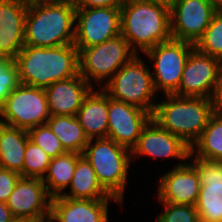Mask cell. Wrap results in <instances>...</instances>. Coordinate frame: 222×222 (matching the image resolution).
Masks as SVG:
<instances>
[{"instance_id": "cell-1", "label": "cell", "mask_w": 222, "mask_h": 222, "mask_svg": "<svg viewBox=\"0 0 222 222\" xmlns=\"http://www.w3.org/2000/svg\"><path fill=\"white\" fill-rule=\"evenodd\" d=\"M20 84L46 89L79 74V51L74 44L56 47L25 45L14 59Z\"/></svg>"}, {"instance_id": "cell-2", "label": "cell", "mask_w": 222, "mask_h": 222, "mask_svg": "<svg viewBox=\"0 0 222 222\" xmlns=\"http://www.w3.org/2000/svg\"><path fill=\"white\" fill-rule=\"evenodd\" d=\"M75 13L70 0L28 2L24 44L33 47L74 44Z\"/></svg>"}, {"instance_id": "cell-3", "label": "cell", "mask_w": 222, "mask_h": 222, "mask_svg": "<svg viewBox=\"0 0 222 222\" xmlns=\"http://www.w3.org/2000/svg\"><path fill=\"white\" fill-rule=\"evenodd\" d=\"M120 9L121 35L136 54L142 55L172 38L170 8L166 5L149 0H125Z\"/></svg>"}, {"instance_id": "cell-4", "label": "cell", "mask_w": 222, "mask_h": 222, "mask_svg": "<svg viewBox=\"0 0 222 222\" xmlns=\"http://www.w3.org/2000/svg\"><path fill=\"white\" fill-rule=\"evenodd\" d=\"M164 96L163 100L157 101L151 118L192 147L215 113L211 99L174 94Z\"/></svg>"}, {"instance_id": "cell-5", "label": "cell", "mask_w": 222, "mask_h": 222, "mask_svg": "<svg viewBox=\"0 0 222 222\" xmlns=\"http://www.w3.org/2000/svg\"><path fill=\"white\" fill-rule=\"evenodd\" d=\"M92 165L102 187L122 204L132 165L131 150L108 138L89 139L82 154Z\"/></svg>"}, {"instance_id": "cell-6", "label": "cell", "mask_w": 222, "mask_h": 222, "mask_svg": "<svg viewBox=\"0 0 222 222\" xmlns=\"http://www.w3.org/2000/svg\"><path fill=\"white\" fill-rule=\"evenodd\" d=\"M139 56L135 55L124 64L101 89L112 99L138 107L152 116L159 97L149 63Z\"/></svg>"}, {"instance_id": "cell-7", "label": "cell", "mask_w": 222, "mask_h": 222, "mask_svg": "<svg viewBox=\"0 0 222 222\" xmlns=\"http://www.w3.org/2000/svg\"><path fill=\"white\" fill-rule=\"evenodd\" d=\"M78 51L79 74L94 88L96 85L101 88L124 64L137 55L121 34L104 43Z\"/></svg>"}, {"instance_id": "cell-8", "label": "cell", "mask_w": 222, "mask_h": 222, "mask_svg": "<svg viewBox=\"0 0 222 222\" xmlns=\"http://www.w3.org/2000/svg\"><path fill=\"white\" fill-rule=\"evenodd\" d=\"M51 117L45 90L19 84L0 106V123L29 130Z\"/></svg>"}, {"instance_id": "cell-9", "label": "cell", "mask_w": 222, "mask_h": 222, "mask_svg": "<svg viewBox=\"0 0 222 222\" xmlns=\"http://www.w3.org/2000/svg\"><path fill=\"white\" fill-rule=\"evenodd\" d=\"M194 44L171 38L147 50L143 55L153 65V85L157 93L174 94ZM161 91V92H160Z\"/></svg>"}, {"instance_id": "cell-10", "label": "cell", "mask_w": 222, "mask_h": 222, "mask_svg": "<svg viewBox=\"0 0 222 222\" xmlns=\"http://www.w3.org/2000/svg\"><path fill=\"white\" fill-rule=\"evenodd\" d=\"M120 7L76 9L75 39L77 49L104 43L121 34Z\"/></svg>"}, {"instance_id": "cell-11", "label": "cell", "mask_w": 222, "mask_h": 222, "mask_svg": "<svg viewBox=\"0 0 222 222\" xmlns=\"http://www.w3.org/2000/svg\"><path fill=\"white\" fill-rule=\"evenodd\" d=\"M216 11L210 0H177L170 7L171 37L195 44Z\"/></svg>"}, {"instance_id": "cell-12", "label": "cell", "mask_w": 222, "mask_h": 222, "mask_svg": "<svg viewBox=\"0 0 222 222\" xmlns=\"http://www.w3.org/2000/svg\"><path fill=\"white\" fill-rule=\"evenodd\" d=\"M201 188L195 204L201 222H222V162L189 156Z\"/></svg>"}, {"instance_id": "cell-13", "label": "cell", "mask_w": 222, "mask_h": 222, "mask_svg": "<svg viewBox=\"0 0 222 222\" xmlns=\"http://www.w3.org/2000/svg\"><path fill=\"white\" fill-rule=\"evenodd\" d=\"M190 153V146L181 138L160 127L152 118L143 127L137 145L131 150L132 161L137 156L150 157L152 160L176 159L179 161L176 167L186 164Z\"/></svg>"}, {"instance_id": "cell-14", "label": "cell", "mask_w": 222, "mask_h": 222, "mask_svg": "<svg viewBox=\"0 0 222 222\" xmlns=\"http://www.w3.org/2000/svg\"><path fill=\"white\" fill-rule=\"evenodd\" d=\"M51 201L41 178L20 177L6 205L14 217L49 222Z\"/></svg>"}, {"instance_id": "cell-15", "label": "cell", "mask_w": 222, "mask_h": 222, "mask_svg": "<svg viewBox=\"0 0 222 222\" xmlns=\"http://www.w3.org/2000/svg\"><path fill=\"white\" fill-rule=\"evenodd\" d=\"M220 61L194 47L188 56L178 90L174 95L211 99Z\"/></svg>"}, {"instance_id": "cell-16", "label": "cell", "mask_w": 222, "mask_h": 222, "mask_svg": "<svg viewBox=\"0 0 222 222\" xmlns=\"http://www.w3.org/2000/svg\"><path fill=\"white\" fill-rule=\"evenodd\" d=\"M150 119L151 115L147 111L108 96L107 138L117 144L132 150Z\"/></svg>"}, {"instance_id": "cell-17", "label": "cell", "mask_w": 222, "mask_h": 222, "mask_svg": "<svg viewBox=\"0 0 222 222\" xmlns=\"http://www.w3.org/2000/svg\"><path fill=\"white\" fill-rule=\"evenodd\" d=\"M156 199L159 203L194 205L201 188L197 170L188 162L174 166L159 177Z\"/></svg>"}, {"instance_id": "cell-18", "label": "cell", "mask_w": 222, "mask_h": 222, "mask_svg": "<svg viewBox=\"0 0 222 222\" xmlns=\"http://www.w3.org/2000/svg\"><path fill=\"white\" fill-rule=\"evenodd\" d=\"M122 203L118 199H71L62 196L52 198L49 222H108L109 202Z\"/></svg>"}, {"instance_id": "cell-19", "label": "cell", "mask_w": 222, "mask_h": 222, "mask_svg": "<svg viewBox=\"0 0 222 222\" xmlns=\"http://www.w3.org/2000/svg\"><path fill=\"white\" fill-rule=\"evenodd\" d=\"M28 2L0 0V56L15 59L25 46V19Z\"/></svg>"}, {"instance_id": "cell-20", "label": "cell", "mask_w": 222, "mask_h": 222, "mask_svg": "<svg viewBox=\"0 0 222 222\" xmlns=\"http://www.w3.org/2000/svg\"><path fill=\"white\" fill-rule=\"evenodd\" d=\"M93 88L80 74L51 84L44 89L50 115L76 116Z\"/></svg>"}, {"instance_id": "cell-21", "label": "cell", "mask_w": 222, "mask_h": 222, "mask_svg": "<svg viewBox=\"0 0 222 222\" xmlns=\"http://www.w3.org/2000/svg\"><path fill=\"white\" fill-rule=\"evenodd\" d=\"M76 118L88 139L107 138L108 95L99 87L93 88L84 98Z\"/></svg>"}, {"instance_id": "cell-22", "label": "cell", "mask_w": 222, "mask_h": 222, "mask_svg": "<svg viewBox=\"0 0 222 222\" xmlns=\"http://www.w3.org/2000/svg\"><path fill=\"white\" fill-rule=\"evenodd\" d=\"M68 189L61 195L62 197L86 200L117 199L102 187L92 165L83 155L76 162Z\"/></svg>"}, {"instance_id": "cell-23", "label": "cell", "mask_w": 222, "mask_h": 222, "mask_svg": "<svg viewBox=\"0 0 222 222\" xmlns=\"http://www.w3.org/2000/svg\"><path fill=\"white\" fill-rule=\"evenodd\" d=\"M28 131L0 123V168L17 172L22 177Z\"/></svg>"}, {"instance_id": "cell-24", "label": "cell", "mask_w": 222, "mask_h": 222, "mask_svg": "<svg viewBox=\"0 0 222 222\" xmlns=\"http://www.w3.org/2000/svg\"><path fill=\"white\" fill-rule=\"evenodd\" d=\"M82 154L65 152L55 158H51L43 183L49 195L54 198L61 196L69 187L77 160Z\"/></svg>"}, {"instance_id": "cell-25", "label": "cell", "mask_w": 222, "mask_h": 222, "mask_svg": "<svg viewBox=\"0 0 222 222\" xmlns=\"http://www.w3.org/2000/svg\"><path fill=\"white\" fill-rule=\"evenodd\" d=\"M47 124L66 152L83 154L89 139L76 116H51Z\"/></svg>"}, {"instance_id": "cell-26", "label": "cell", "mask_w": 222, "mask_h": 222, "mask_svg": "<svg viewBox=\"0 0 222 222\" xmlns=\"http://www.w3.org/2000/svg\"><path fill=\"white\" fill-rule=\"evenodd\" d=\"M194 157L222 162V112H215L199 139L192 145Z\"/></svg>"}, {"instance_id": "cell-27", "label": "cell", "mask_w": 222, "mask_h": 222, "mask_svg": "<svg viewBox=\"0 0 222 222\" xmlns=\"http://www.w3.org/2000/svg\"><path fill=\"white\" fill-rule=\"evenodd\" d=\"M194 47L202 53L222 60V11H216L209 26Z\"/></svg>"}, {"instance_id": "cell-28", "label": "cell", "mask_w": 222, "mask_h": 222, "mask_svg": "<svg viewBox=\"0 0 222 222\" xmlns=\"http://www.w3.org/2000/svg\"><path fill=\"white\" fill-rule=\"evenodd\" d=\"M50 161L51 157L29 139L24 154L22 177L43 179Z\"/></svg>"}, {"instance_id": "cell-29", "label": "cell", "mask_w": 222, "mask_h": 222, "mask_svg": "<svg viewBox=\"0 0 222 222\" xmlns=\"http://www.w3.org/2000/svg\"><path fill=\"white\" fill-rule=\"evenodd\" d=\"M29 139L43 149L51 158H55L66 151L60 140L53 133L48 124H43L28 130Z\"/></svg>"}, {"instance_id": "cell-30", "label": "cell", "mask_w": 222, "mask_h": 222, "mask_svg": "<svg viewBox=\"0 0 222 222\" xmlns=\"http://www.w3.org/2000/svg\"><path fill=\"white\" fill-rule=\"evenodd\" d=\"M20 84L18 67L14 59L0 56V106Z\"/></svg>"}, {"instance_id": "cell-31", "label": "cell", "mask_w": 222, "mask_h": 222, "mask_svg": "<svg viewBox=\"0 0 222 222\" xmlns=\"http://www.w3.org/2000/svg\"><path fill=\"white\" fill-rule=\"evenodd\" d=\"M160 204L164 205V210L156 216V222H200L194 205Z\"/></svg>"}, {"instance_id": "cell-32", "label": "cell", "mask_w": 222, "mask_h": 222, "mask_svg": "<svg viewBox=\"0 0 222 222\" xmlns=\"http://www.w3.org/2000/svg\"><path fill=\"white\" fill-rule=\"evenodd\" d=\"M21 175L8 169L0 168V202L6 203Z\"/></svg>"}, {"instance_id": "cell-33", "label": "cell", "mask_w": 222, "mask_h": 222, "mask_svg": "<svg viewBox=\"0 0 222 222\" xmlns=\"http://www.w3.org/2000/svg\"><path fill=\"white\" fill-rule=\"evenodd\" d=\"M76 9L93 7H121L125 0H70Z\"/></svg>"}, {"instance_id": "cell-34", "label": "cell", "mask_w": 222, "mask_h": 222, "mask_svg": "<svg viewBox=\"0 0 222 222\" xmlns=\"http://www.w3.org/2000/svg\"><path fill=\"white\" fill-rule=\"evenodd\" d=\"M211 101L215 112H222V60L219 63L217 79L211 95Z\"/></svg>"}, {"instance_id": "cell-35", "label": "cell", "mask_w": 222, "mask_h": 222, "mask_svg": "<svg viewBox=\"0 0 222 222\" xmlns=\"http://www.w3.org/2000/svg\"><path fill=\"white\" fill-rule=\"evenodd\" d=\"M13 217L6 203L0 202V222H10Z\"/></svg>"}, {"instance_id": "cell-36", "label": "cell", "mask_w": 222, "mask_h": 222, "mask_svg": "<svg viewBox=\"0 0 222 222\" xmlns=\"http://www.w3.org/2000/svg\"><path fill=\"white\" fill-rule=\"evenodd\" d=\"M149 1L163 4L170 8L177 0H149Z\"/></svg>"}, {"instance_id": "cell-37", "label": "cell", "mask_w": 222, "mask_h": 222, "mask_svg": "<svg viewBox=\"0 0 222 222\" xmlns=\"http://www.w3.org/2000/svg\"><path fill=\"white\" fill-rule=\"evenodd\" d=\"M210 2L217 11H222V0H210Z\"/></svg>"}, {"instance_id": "cell-38", "label": "cell", "mask_w": 222, "mask_h": 222, "mask_svg": "<svg viewBox=\"0 0 222 222\" xmlns=\"http://www.w3.org/2000/svg\"><path fill=\"white\" fill-rule=\"evenodd\" d=\"M10 222H38L30 218L13 217Z\"/></svg>"}, {"instance_id": "cell-39", "label": "cell", "mask_w": 222, "mask_h": 222, "mask_svg": "<svg viewBox=\"0 0 222 222\" xmlns=\"http://www.w3.org/2000/svg\"><path fill=\"white\" fill-rule=\"evenodd\" d=\"M23 1H26V2H32V1H35V0H23Z\"/></svg>"}]
</instances>
